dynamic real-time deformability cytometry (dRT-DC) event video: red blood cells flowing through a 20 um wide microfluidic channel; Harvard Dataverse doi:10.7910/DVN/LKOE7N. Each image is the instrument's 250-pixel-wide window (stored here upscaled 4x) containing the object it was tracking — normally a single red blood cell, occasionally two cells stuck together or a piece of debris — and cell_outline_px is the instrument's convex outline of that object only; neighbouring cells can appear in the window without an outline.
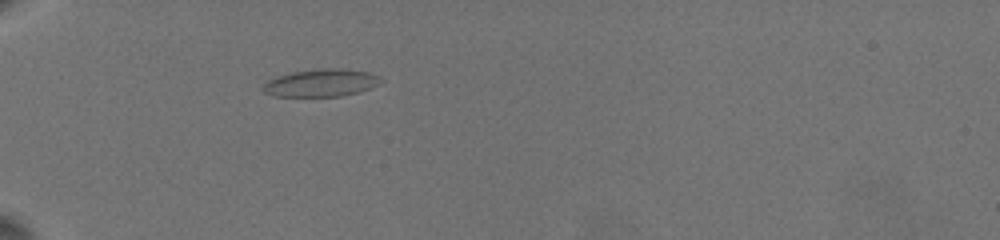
{"species": "common noctule bat (a hibernating species)", "species_latin": "Nyctalus noctula", "temperature_condition": "warm", "stored_images_in_passage": 49, "camera_frame_rate_fps": 3000, "um_per_image_px": 0.085, "animal": {"sex": "female", "body_mass_g": 19.5, "forearm_length_mm": 54.1}, "frame": {"image": 1, "passage_image": 1, "time_ms": 0.0, "image_size_px": [1000, 240], "cell_outline_px": [[384, 80], [380, 84], [360, 92], [340, 96], [276, 96], [264, 92], [260, 88], [268, 80], [292, 72], [324, 68], [340, 68], [368, 72], [380, 76]], "centroid_in_image_um": [27.34, 7.04], "position_along_channel_um": 57.7, "area_um2": 18.9}}
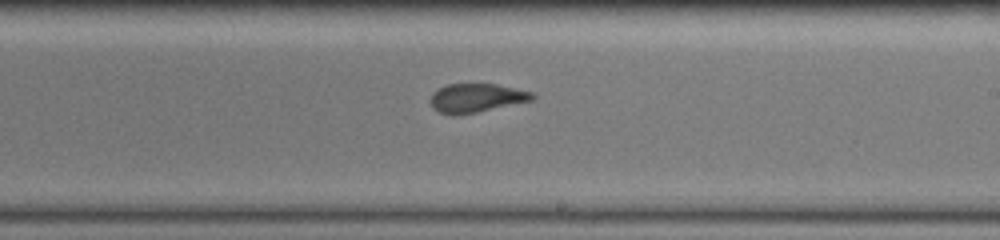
{"frame": {"image": 2, "passage_image": 22, "time_ms": 6.0, "image_size_px": [1000, 240], "cell_outline_px": [[536, 96], [532, 100], [476, 112], [440, 112], [432, 108], [428, 100], [432, 92], [448, 84], [496, 84], [532, 92]], "centroid_in_image_um": [40.48, 8.29], "position_along_channel_um": 248.5, "area_um2": 16.53}}
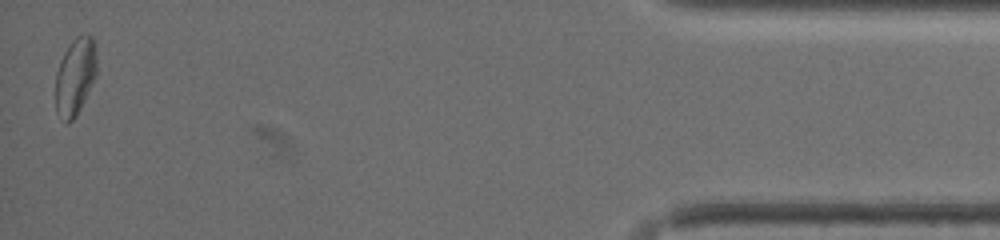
{"frame": {"image": 3, "passage_image": 49, "time_ms": 13.0, "image_size_px": [1000, 240], "cell_outline_px": [[96, 76], [76, 116], [68, 124], [64, 124], [56, 112], [56, 72], [60, 60], [64, 52], [72, 40], [80, 32], [84, 32], [92, 36], [96, 60]], "centroid_in_image_um": [6.37, 6.5], "position_along_channel_um": 428.8, "area_um2": 18.67}, "authors_computed_cell_mechanics": {"area_um2": 17.8602, "velocity_mm_per_s": 3.5679, "shape_relaxation_time_tau1_ms": null, "shape_relaxation_time_tau2_ms": 1.6045, "deformation_change_tau1": null, "deformation_change_tau2": 0.0882}}